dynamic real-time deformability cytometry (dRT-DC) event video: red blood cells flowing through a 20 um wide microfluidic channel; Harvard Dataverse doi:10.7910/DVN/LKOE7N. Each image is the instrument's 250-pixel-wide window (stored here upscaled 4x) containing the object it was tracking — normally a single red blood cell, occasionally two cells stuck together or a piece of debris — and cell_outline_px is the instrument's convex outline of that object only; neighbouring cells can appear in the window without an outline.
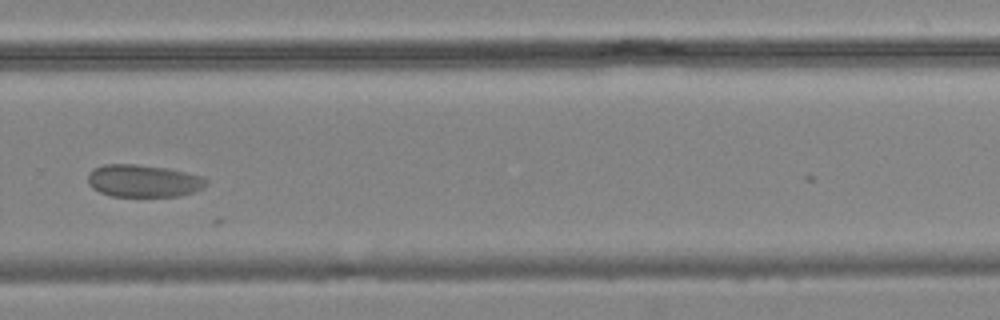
{"species": "common noctule bat (a hibernating species)", "species_latin": "Nyctalus noctula", "temperature_condition": "cold", "stored_images_in_passage": 11, "camera_frame_rate_fps": 3000, "um_per_image_px": 0.085, "animal": {"sex": "male", "body_mass_g": 19.2, "forearm_length_mm": 51.8}, "frame": {"image": 1, "passage_image": 10, "time_ms": 11.0, "image_size_px": [1000, 320], "cell_outline_px": [[208, 180], [204, 188], [192, 192], [176, 196], [112, 196], [100, 192], [92, 188], [88, 184], [88, 172], [92, 168], [104, 164], [136, 164], [164, 168], [184, 172], [200, 176]], "centroid_in_image_um": [12.13, 15.37], "position_along_channel_um": 317.7, "area_um2": 22.25}}